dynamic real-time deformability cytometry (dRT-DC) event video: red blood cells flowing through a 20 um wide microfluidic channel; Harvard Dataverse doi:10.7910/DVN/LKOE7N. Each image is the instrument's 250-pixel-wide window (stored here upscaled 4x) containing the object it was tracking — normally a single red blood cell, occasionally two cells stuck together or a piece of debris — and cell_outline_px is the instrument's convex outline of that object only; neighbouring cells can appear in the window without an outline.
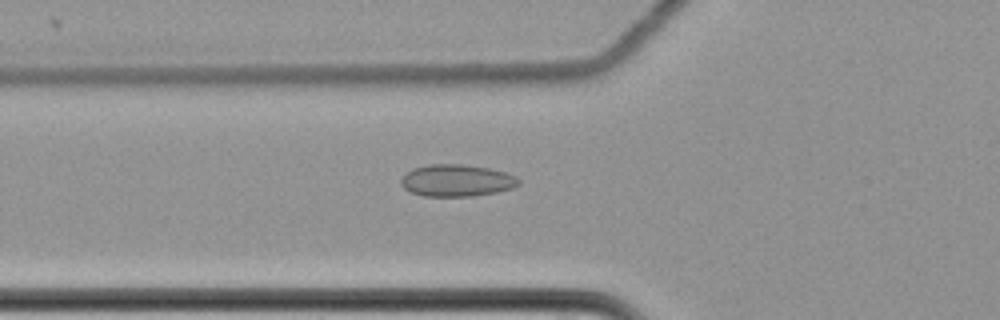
{"species": "common noctule bat (a hibernating species)", "species_latin": "Nyctalus noctula", "temperature_condition": "cold", "stored_images_in_passage": 42, "camera_frame_rate_fps": 3000, "um_per_image_px": 0.085, "animal": {"sex": "female", "body_mass_g": 22.7, "forearm_length_mm": 54.2}, "frame": {"image": 1, "passage_image": 5, "time_ms": 1.333, "image_size_px": [1000, 320], "cell_outline_px": [[520, 184], [512, 188], [496, 192], [472, 196], [424, 196], [412, 192], [404, 188], [400, 184], [400, 180], [412, 168], [428, 164], [460, 164], [488, 168], [504, 172], [516, 176], [520, 180]], "centroid_in_image_um": [38.81, 15.34], "position_along_channel_um": 87.0, "area_um2": 21.85}}
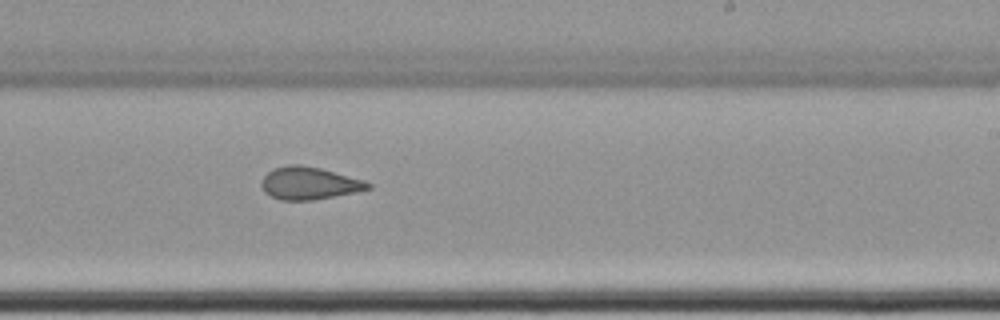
{"frame": {"image": 2, "passage_image": 20, "time_ms": 6.333, "image_size_px": [1000, 320], "cell_outline_px": [[372, 188], [356, 192], [312, 200], [280, 200], [264, 192], [260, 184], [264, 176], [272, 168], [288, 164], [300, 164], [320, 168], [364, 180], [372, 184]], "centroid_in_image_um": [26.27, 15.57], "position_along_channel_um": 262.7, "area_um2": 20.23}}
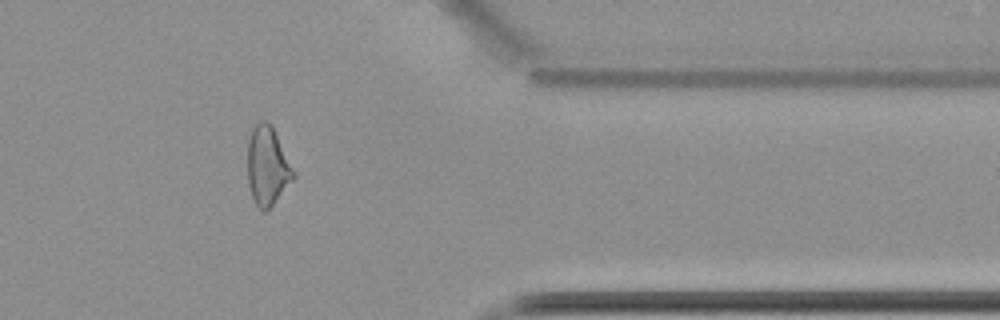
{"frame": {"image": 3, "passage_image": 32, "time_ms": 10.333, "image_size_px": [1000, 320], "cell_outline_px": [[296, 176], [272, 204], [264, 212], [256, 204], [252, 196], [248, 184], [248, 140], [252, 128], [260, 120], [264, 120], [272, 128]], "centroid_in_image_um": [22.7, 14.12], "position_along_channel_um": 388.7, "area_um2": 20.23}, "authors_computed_cell_mechanics": {"area_um2": 20.4612, "velocity_mm_per_s": 3.5088, "shape_relaxation_time_tau1_ms": null, "shape_relaxation_time_tau2_ms": 3.0103, "deformation_change_tau1": null, "deformation_change_tau2": 0.0997}}